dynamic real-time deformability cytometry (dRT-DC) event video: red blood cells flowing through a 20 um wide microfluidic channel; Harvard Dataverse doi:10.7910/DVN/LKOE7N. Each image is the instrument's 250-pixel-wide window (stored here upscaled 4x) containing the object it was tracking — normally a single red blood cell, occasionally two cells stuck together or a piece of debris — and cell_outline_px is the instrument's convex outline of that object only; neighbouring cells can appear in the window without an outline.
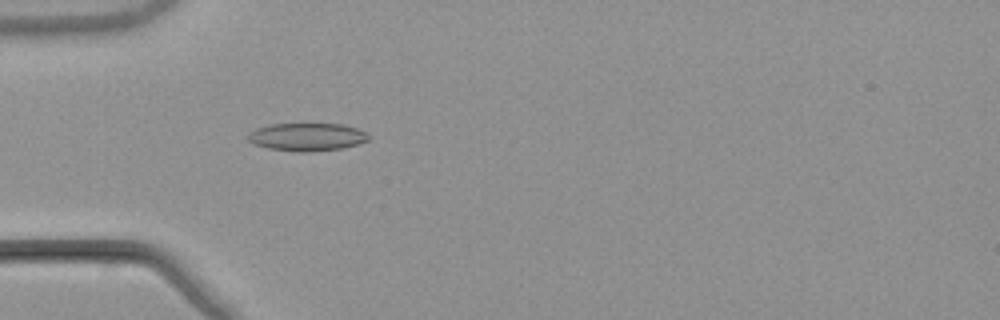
{"species": "common noctule bat (a hibernating species)", "species_latin": "Nyctalus noctula", "temperature_condition": "warm", "stored_images_in_passage": 53, "camera_frame_rate_fps": 3000, "um_per_image_px": 0.085, "animal": {"sex": "male", "body_mass_g": 21.5, "forearm_length_mm": 52.0}, "frame": {"image": 1, "passage_image": 17, "time_ms": 5.333, "image_size_px": [1000, 320], "cell_outline_px": [[368, 140], [356, 144], [340, 148], [308, 152], [300, 152], [268, 148], [252, 144], [248, 140], [248, 136], [256, 128], [272, 124], [340, 124], [356, 128], [364, 132], [368, 136]], "centroid_in_image_um": [26.05, 11.64], "position_along_channel_um": 58.9, "area_um2": 19.25}}
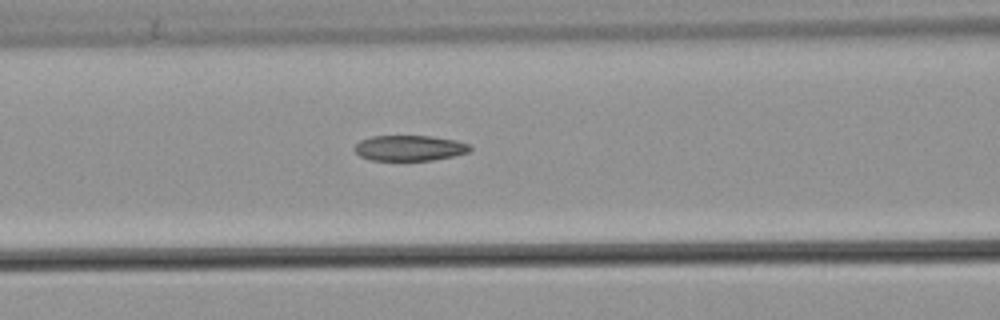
{"frame": {"image": 2, "passage_image": 23, "time_ms": 7.333, "image_size_px": [1000, 320], "cell_outline_px": [[472, 152], [432, 160], [372, 160], [360, 156], [356, 152], [356, 144], [360, 140], [372, 136], [432, 136], [456, 140], [468, 144], [472, 148]], "centroid_in_image_um": [34.85, 12.58], "position_along_channel_um": 131.7, "area_um2": 17.11}}
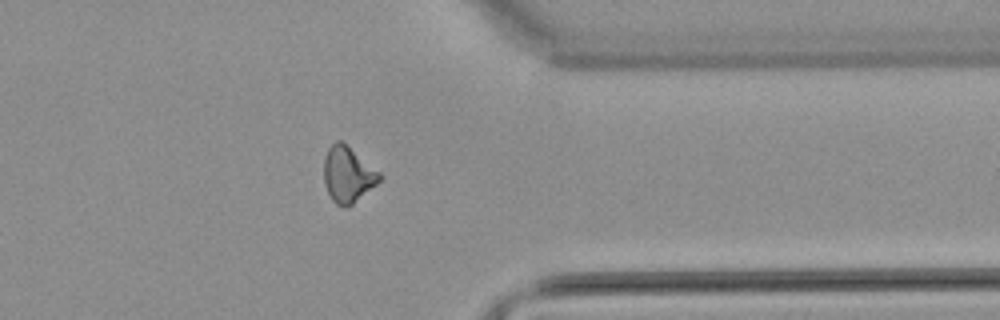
{"frame": {"image": 3, "passage_image": 43, "time_ms": 14.0, "image_size_px": [1000, 320], "cell_outline_px": [[384, 176], [376, 184], [352, 204], [344, 208], [336, 204], [332, 200], [324, 184], [324, 156], [328, 148], [336, 140], [340, 140], [380, 172]], "centroid_in_image_um": [29.55, 14.84], "position_along_channel_um": 381.9, "area_um2": 17.92}, "authors_computed_cell_mechanics": {"area_um2": 18.207, "velocity_mm_per_s": 3.8841, "shape_relaxation_time_tau1_ms": null, "shape_relaxation_time_tau2_ms": 4.8569, "deformation_change_tau1": null, "deformation_change_tau2": 0.1331}}